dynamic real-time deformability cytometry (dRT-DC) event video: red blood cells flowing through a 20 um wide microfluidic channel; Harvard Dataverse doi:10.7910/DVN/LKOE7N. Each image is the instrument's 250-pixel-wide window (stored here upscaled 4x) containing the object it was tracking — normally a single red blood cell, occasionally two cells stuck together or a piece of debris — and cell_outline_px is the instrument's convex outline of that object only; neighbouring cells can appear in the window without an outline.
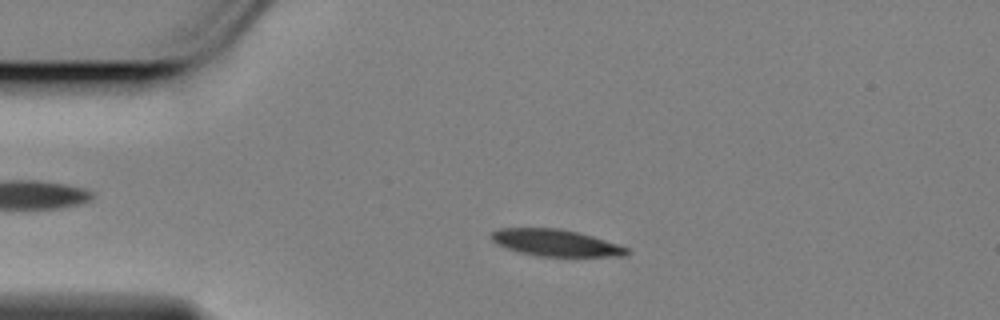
{"species": "Egyptian fruit bat (a non-hibernating species)", "species_latin": "Rousettus aegyptiacus", "temperature_condition": "cold", "stored_images_in_passage": 56, "camera_frame_rate_fps": 3000, "um_per_image_px": 0.085, "animal": {"sex": "female"}, "frame": {"image": 1, "passage_image": 11, "time_ms": 3.333, "image_size_px": [1000, 320], "cell_outline_px": [[632, 252], [628, 256], [540, 256], [516, 252], [504, 248], [496, 244], [488, 236], [492, 232], [500, 228], [560, 228], [580, 232], [628, 248]], "centroid_in_image_um": [47.2, 20.64], "position_along_channel_um": 37.8, "area_um2": 21.33}}
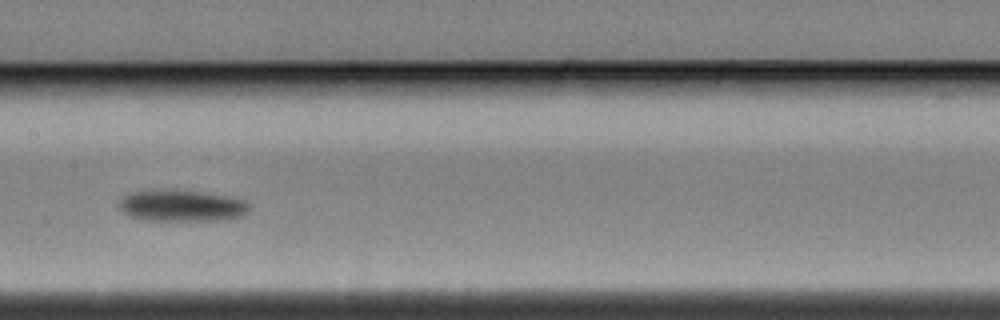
{"frame": {"image": 2, "passage_image": 27, "time_ms": 8.667, "image_size_px": [1000, 320], "cell_outline_px": [[248, 212], [240, 216], [224, 220], [144, 220], [128, 216], [120, 212], [120, 200], [124, 196], [132, 192], [200, 192], [224, 196], [244, 200], [248, 204]], "centroid_in_image_um": [15.43, 17.53], "position_along_channel_um": 192.0, "area_um2": 22.95}}
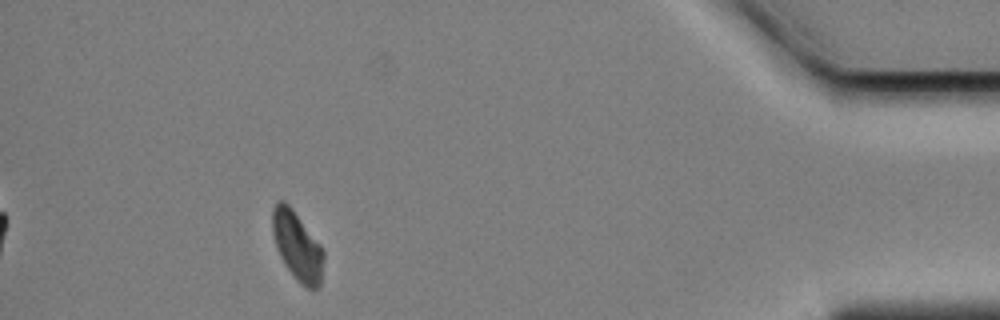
{"frame": {"image": 3, "passage_image": 51, "time_ms": 16.667, "image_size_px": [1000, 320], "cell_outline_px": [[324, 256], [320, 288], [308, 288], [296, 280], [284, 264], [276, 248], [272, 232], [272, 208], [276, 200], [284, 200], [292, 208], [320, 244], [324, 252]], "centroid_in_image_um": [25.25, 20.89], "position_along_channel_um": 410.0, "area_um2": 20.63}, "authors_computed_cell_mechanics": {"area_um2": 22.0507, "velocity_mm_per_s": 3.4277, "shape_relaxation_time_tau1_ms": 2.4089, "shape_relaxation_time_tau2_ms": null, "deformation_change_tau1": 0.1191, "deformation_change_tau2": null}}